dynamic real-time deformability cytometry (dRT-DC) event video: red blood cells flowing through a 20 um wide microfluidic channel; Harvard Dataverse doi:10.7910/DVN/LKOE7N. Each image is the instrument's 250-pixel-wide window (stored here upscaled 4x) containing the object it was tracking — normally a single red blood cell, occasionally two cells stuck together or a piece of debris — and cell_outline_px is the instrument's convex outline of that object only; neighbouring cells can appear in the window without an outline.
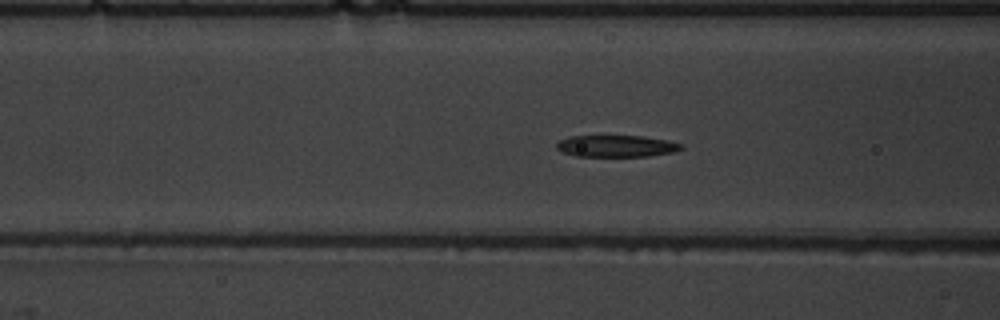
{"species": "common noctule bat (a hibernating species)", "species_latin": "Nyctalus noctula", "temperature_condition": "warm", "stored_images_in_passage": 56, "camera_frame_rate_fps": 3000, "um_per_image_px": 0.085, "animal": {"sex": "male", "body_mass_g": 19.5, "forearm_length_mm": 54.6}, "frame": {"image": 1, "passage_image": 23, "time_ms": 7.333, "image_size_px": [1000, 320], "cell_outline_px": [[684, 148], [672, 152], [648, 156], [576, 156], [560, 152], [556, 148], [556, 144], [560, 140], [568, 136], [640, 136], [668, 140], [684, 144]], "centroid_in_image_um": [52.38, 12.41], "position_along_channel_um": 114.2, "area_um2": 15.84}}
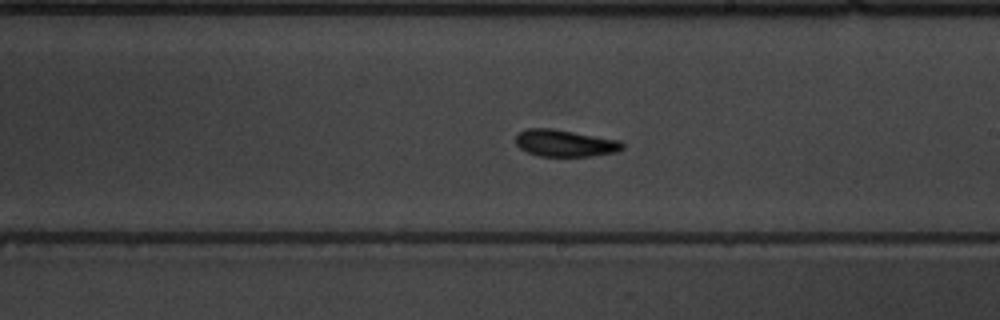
{"frame": {"image": 2, "passage_image": 33, "time_ms": 10.667, "image_size_px": [1000, 320], "cell_outline_px": [[624, 148], [616, 152], [592, 156], [540, 156], [528, 152], [520, 148], [516, 144], [516, 136], [524, 128], [552, 128], [620, 140], [624, 144]], "centroid_in_image_um": [48.03, 12.16], "position_along_channel_um": 241.0, "area_um2": 16.76}}
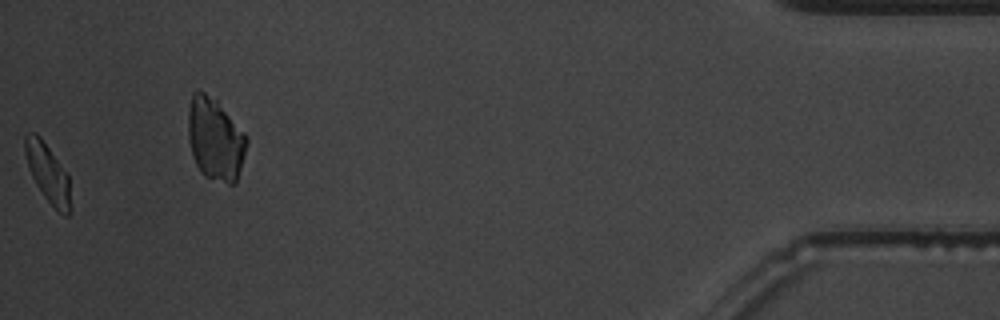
{"frame": {"image": 3, "passage_image": 55, "time_ms": 18.0, "image_size_px": [1000, 320], "cell_outline_px": [[68, 216], [64, 216], [44, 196], [36, 184], [28, 168], [24, 152], [24, 136], [28, 132], [36, 132], [40, 136], [68, 172]], "centroid_in_image_um": [4.01, 14.59], "position_along_channel_um": 431.2, "area_um2": 15.26}, "authors_computed_cell_mechanics": {"area_um2": 16.6175, "velocity_mm_per_s": 3.8114, "shape_relaxation_time_tau1_ms": 3.9832, "shape_relaxation_time_tau2_ms": 1.7167, "deformation_change_tau1": 0.1688, "deformation_change_tau2": 0.0822}}